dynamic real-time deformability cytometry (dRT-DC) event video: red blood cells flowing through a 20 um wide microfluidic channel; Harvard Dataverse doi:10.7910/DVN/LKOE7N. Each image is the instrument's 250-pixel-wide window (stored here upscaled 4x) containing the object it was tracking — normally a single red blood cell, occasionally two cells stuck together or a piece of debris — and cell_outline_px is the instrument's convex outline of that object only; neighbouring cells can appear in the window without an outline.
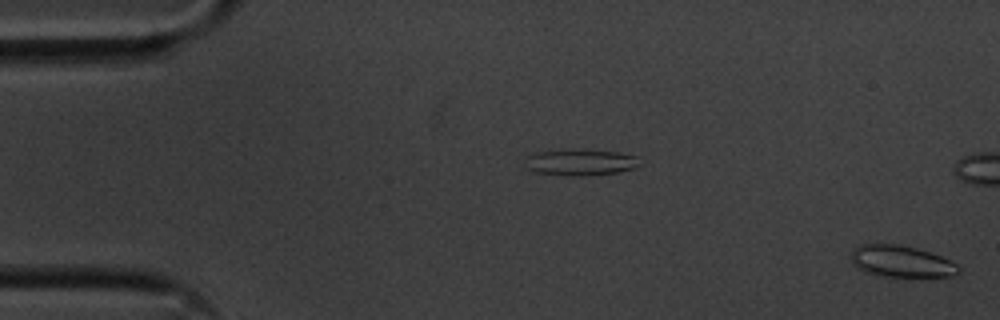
{"species": "common noctule bat (a hibernating species)", "species_latin": "Nyctalus noctula", "temperature_condition": "cold", "stored_images_in_passage": 57, "camera_frame_rate_fps": 3000, "um_per_image_px": 0.085, "animal": {"sex": "male", "body_mass_g": 20.1, "forearm_length_mm": 53.5}, "frame": {"image": 1, "passage_image": 1, "time_ms": 0.0, "image_size_px": [1000, 320], "cell_outline_px": [[960, 272], [952, 276], [876, 276], [864, 272], [852, 264], [852, 252], [860, 244], [900, 244], [916, 248], [940, 256], [956, 264], [960, 268]], "centroid_in_image_um": [76.58, 22.22], "position_along_channel_um": 8.4, "area_um2": 19.65}}
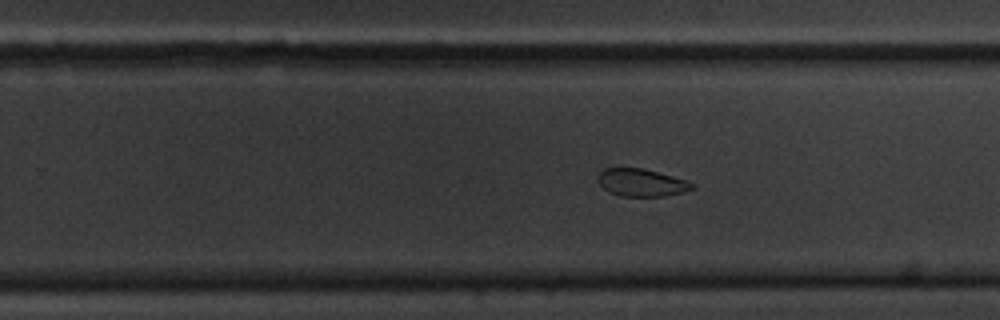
{"frame": {"image": 2, "passage_image": 35, "time_ms": 11.333, "image_size_px": [1000, 320], "cell_outline_px": [[696, 188], [684, 192], [664, 196], [620, 196], [608, 192], [596, 180], [596, 176], [604, 168], [644, 168], [672, 176], [684, 180], [692, 184]], "centroid_in_image_um": [54.48, 15.52], "position_along_channel_um": 275.3, "area_um2": 15.14}}
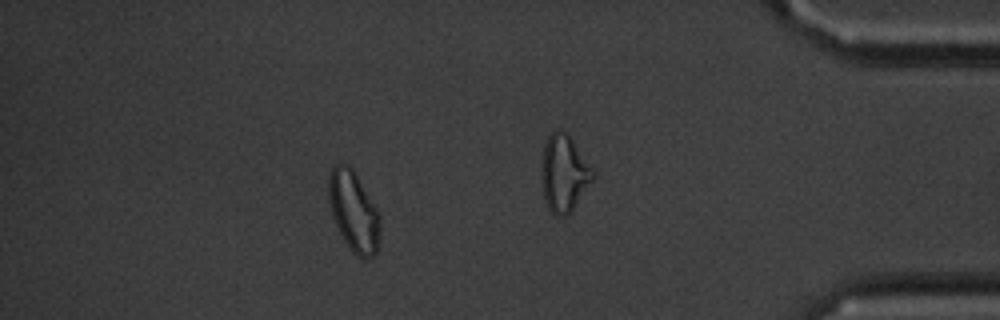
{"frame": {"image": 3, "passage_image": 50, "time_ms": 16.333, "image_size_px": [1000, 320], "cell_outline_px": [[380, 240], [376, 252], [372, 256], [356, 256], [352, 252], [344, 240], [332, 216], [328, 200], [328, 176], [332, 168], [336, 164], [348, 164], [356, 172], [376, 208], [380, 216]], "centroid_in_image_um": [30.05, 17.93], "position_along_channel_um": 405.1, "area_um2": 24.1}, "authors_computed_cell_mechanics": {"area_um2": 18.7272, "velocity_mm_per_s": 3.5377, "shape_relaxation_time_tau1_ms": 6.7686, "shape_relaxation_time_tau2_ms": 4.6966, "deformation_change_tau1": 0.1168, "deformation_change_tau2": 0.0878}}